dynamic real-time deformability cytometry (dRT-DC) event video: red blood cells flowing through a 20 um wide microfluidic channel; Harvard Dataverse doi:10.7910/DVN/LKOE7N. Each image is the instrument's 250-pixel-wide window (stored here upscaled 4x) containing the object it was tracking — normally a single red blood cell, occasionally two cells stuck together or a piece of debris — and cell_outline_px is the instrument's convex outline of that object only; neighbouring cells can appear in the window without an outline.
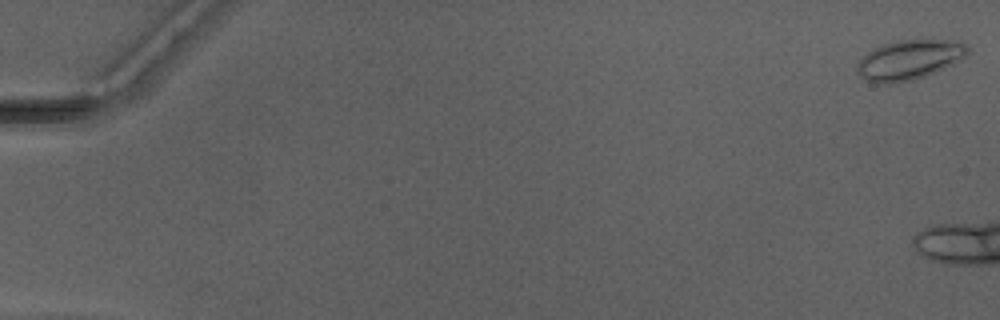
{"species": "Egyptian fruit bat (a non-hibernating species)", "species_latin": "Rousettus aegyptiacus", "temperature_condition": "warm", "stored_images_in_passage": 7, "camera_frame_rate_fps": 3000, "um_per_image_px": 0.085, "animal": {"sex": "male"}, "frame": {"image": 1, "passage_image": 1, "time_ms": 0.0, "image_size_px": [1000, 320], "cell_outline_px": [[968, 52], [960, 60], [944, 68], [924, 76], [912, 80], [892, 84], [872, 84], [860, 76], [856, 72], [856, 64], [868, 52], [884, 44], [900, 40], [924, 36], [968, 44]], "centroid_in_image_um": [77.27, 5.06], "position_along_channel_um": 7.7, "area_um2": 26.13}}